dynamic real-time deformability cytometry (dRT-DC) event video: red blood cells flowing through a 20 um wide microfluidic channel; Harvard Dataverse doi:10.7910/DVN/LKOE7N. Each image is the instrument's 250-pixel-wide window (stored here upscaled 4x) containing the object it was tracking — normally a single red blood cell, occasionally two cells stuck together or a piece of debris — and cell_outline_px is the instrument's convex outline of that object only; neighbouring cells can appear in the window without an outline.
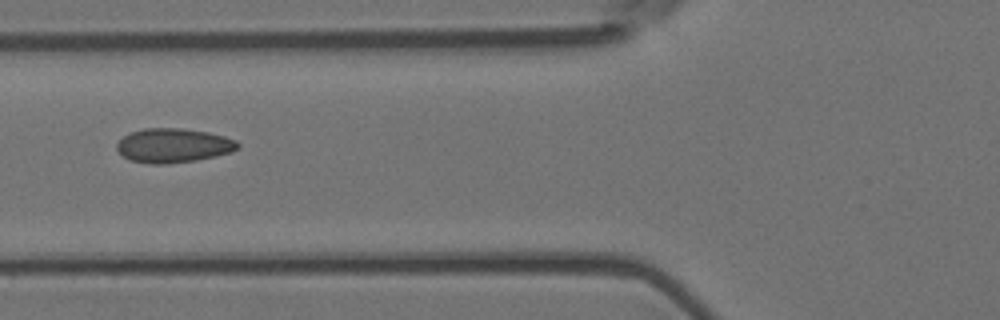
{"species": "Egyptian fruit bat (a non-hibernating species)", "species_latin": "Rousettus aegyptiacus", "temperature_condition": "room temperature", "stored_images_in_passage": 9, "camera_frame_rate_fps": 3000, "um_per_image_px": 0.085, "animal": {"sex": "female"}, "frame": {"image": 1, "passage_image": 7, "time_ms": 2.0, "image_size_px": [1000, 320], "cell_outline_px": [[240, 148], [232, 152], [216, 156], [196, 160], [168, 164], [152, 164], [128, 160], [116, 148], [116, 144], [124, 136], [132, 132], [144, 128], [184, 128], [208, 132], [224, 136], [236, 140], [240, 144]], "centroid_in_image_um": [14.76, 12.37], "position_along_channel_um": 111.0, "area_um2": 24.28}}
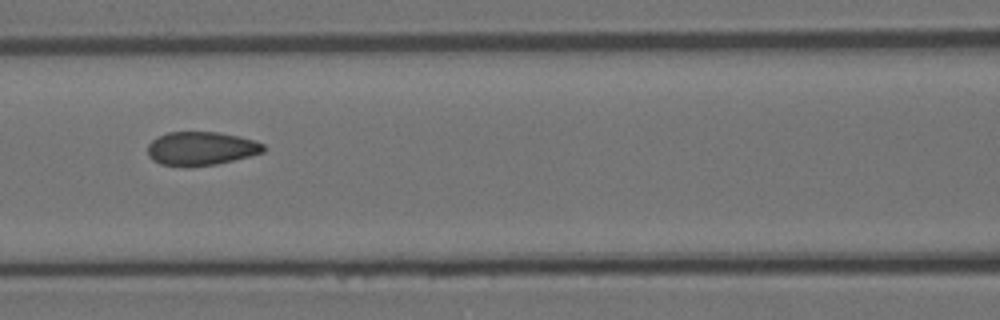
{"frame": {"image": 2, "passage_image": 8, "time_ms": 2.333, "image_size_px": [1000, 320], "cell_outline_px": [[264, 152], [216, 164], [188, 168], [184, 168], [160, 164], [152, 160], [148, 156], [148, 144], [152, 140], [168, 132], [216, 132], [240, 136], [264, 144]], "centroid_in_image_um": [17.05, 12.64], "position_along_channel_um": 149.6, "area_um2": 22.83}}
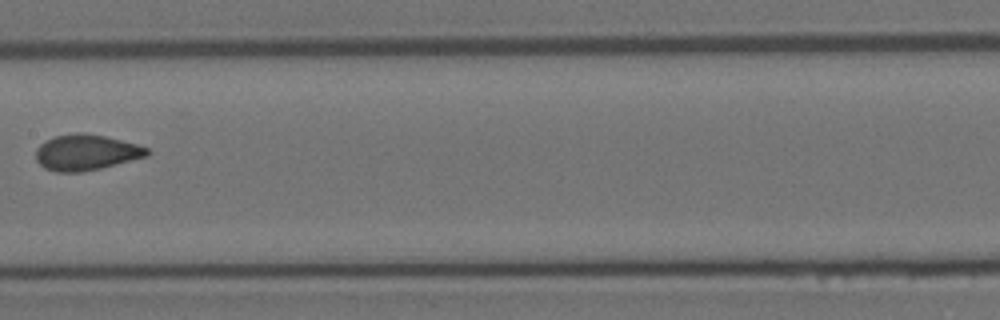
{"frame": {"image": 3, "passage_image": 9, "time_ms": 2.667, "image_size_px": [1000, 320], "cell_outline_px": [[152, 152], [148, 156], [100, 168], [80, 172], [56, 172], [44, 168], [36, 160], [36, 148], [40, 144], [56, 136], [76, 132], [84, 132], [104, 136], [136, 144], [148, 148]], "centroid_in_image_um": [7.32, 12.95], "position_along_channel_um": 200.1, "area_um2": 23.12}}